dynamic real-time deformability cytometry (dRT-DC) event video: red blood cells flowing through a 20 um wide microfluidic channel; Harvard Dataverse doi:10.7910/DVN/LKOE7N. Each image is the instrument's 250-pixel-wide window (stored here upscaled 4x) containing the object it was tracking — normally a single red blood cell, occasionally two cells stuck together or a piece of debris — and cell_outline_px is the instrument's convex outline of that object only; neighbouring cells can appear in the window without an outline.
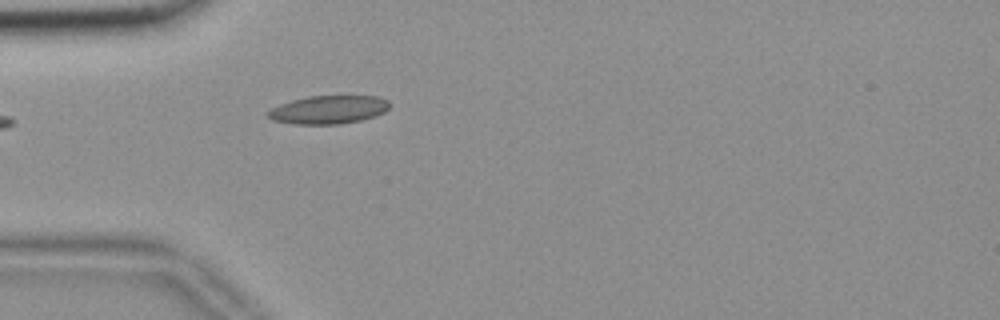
{"species": "common noctule bat (a hibernating species)", "species_latin": "Nyctalus noctula", "temperature_condition": "room temperature", "stored_images_in_passage": 8, "camera_frame_rate_fps": 3000, "um_per_image_px": 0.085, "animal": {"sex": "female", "body_mass_g": 18.4}, "frame": {"image": 1, "passage_image": 1, "time_ms": 0.0, "image_size_px": [1000, 320], "cell_outline_px": [[388, 108], [384, 112], [376, 116], [360, 120], [336, 124], [296, 124], [272, 120], [264, 112], [280, 104], [292, 100], [308, 96], [376, 96], [388, 100]], "centroid_in_image_um": [27.89, 9.32], "position_along_channel_um": 57.1, "area_um2": 19.94}}